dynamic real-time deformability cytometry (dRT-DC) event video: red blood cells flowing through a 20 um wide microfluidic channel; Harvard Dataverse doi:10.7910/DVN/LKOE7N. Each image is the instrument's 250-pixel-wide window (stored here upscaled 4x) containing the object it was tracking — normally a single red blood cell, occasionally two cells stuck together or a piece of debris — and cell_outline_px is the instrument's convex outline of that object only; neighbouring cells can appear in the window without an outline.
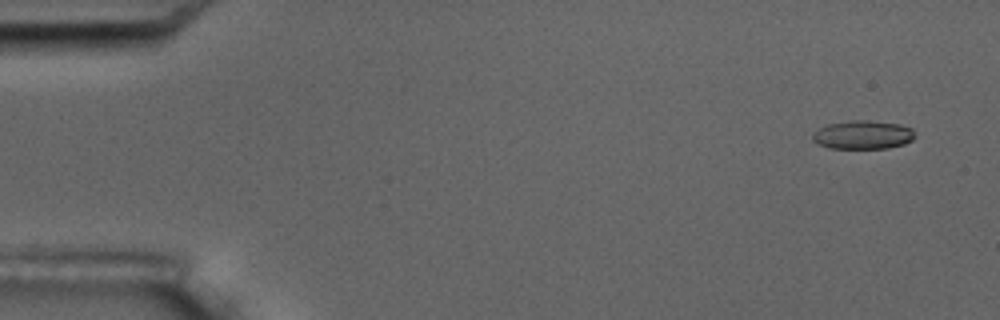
{"species": "common noctule bat (a hibernating species)", "species_latin": "Nyctalus noctula", "temperature_condition": "room temperature", "stored_images_in_passage": 4, "camera_frame_rate_fps": 3000, "um_per_image_px": 0.085, "animal": {"sex": "male", "body_mass_g": 17.5, "forearm_length_mm": 52.3}, "frame": {"image": 1, "passage_image": 1, "time_ms": 0.0, "image_size_px": [1000, 320], "cell_outline_px": [[916, 136], [912, 140], [904, 144], [888, 148], [828, 148], [816, 144], [812, 140], [812, 132], [828, 124], [852, 120], [864, 120], [900, 124], [912, 128]], "centroid_in_image_um": [73.33, 11.46], "position_along_channel_um": 11.7, "area_um2": 17.17}}
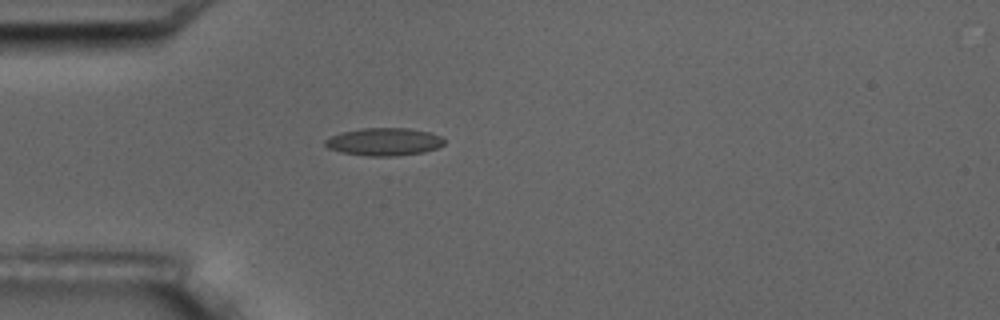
{"frame": {"image": 2, "passage_image": 4, "time_ms": 4.333, "image_size_px": [1000, 320], "cell_outline_px": [[444, 144], [436, 148], [424, 152], [396, 156], [368, 156], [340, 152], [328, 148], [324, 144], [324, 140], [340, 132], [360, 128], [408, 128], [432, 132], [440, 136], [444, 140]], "centroid_in_image_um": [32.64, 12.04], "position_along_channel_um": 52.4, "area_um2": 19.36}}